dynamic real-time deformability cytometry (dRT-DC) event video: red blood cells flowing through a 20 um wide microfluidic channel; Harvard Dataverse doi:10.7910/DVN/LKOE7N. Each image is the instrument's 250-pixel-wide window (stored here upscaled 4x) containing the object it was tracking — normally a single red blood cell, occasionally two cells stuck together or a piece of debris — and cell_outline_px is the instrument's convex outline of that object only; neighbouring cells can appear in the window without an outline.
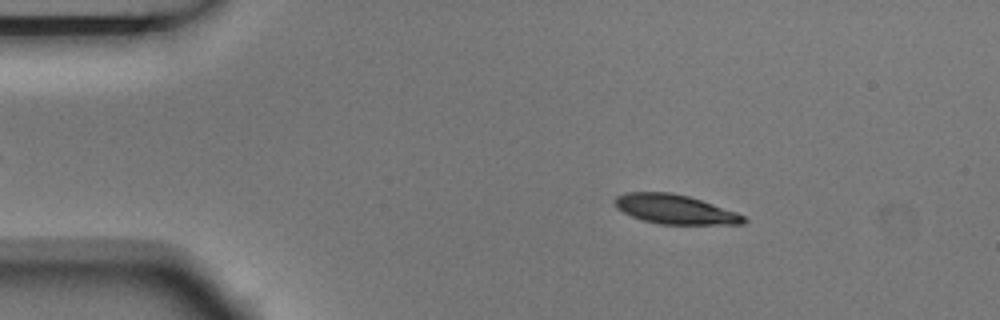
{"species": "Egyptian fruit bat (a non-hibernating species)", "species_latin": "Rousettus aegyptiacus", "temperature_condition": "room temperature", "stored_images_in_passage": 4, "camera_frame_rate_fps": 3000, "um_per_image_px": 0.085, "animal": {"sex": "male"}, "frame": {"image": 1, "passage_image": 2, "time_ms": 0.333, "image_size_px": [1000, 320], "cell_outline_px": [[748, 220], [744, 224], [660, 224], [644, 220], [632, 216], [616, 208], [616, 196], [628, 192], [672, 192], [688, 196], [736, 212], [744, 216]], "centroid_in_image_um": [57.38, 17.79], "position_along_channel_um": 27.6, "area_um2": 21.73}}